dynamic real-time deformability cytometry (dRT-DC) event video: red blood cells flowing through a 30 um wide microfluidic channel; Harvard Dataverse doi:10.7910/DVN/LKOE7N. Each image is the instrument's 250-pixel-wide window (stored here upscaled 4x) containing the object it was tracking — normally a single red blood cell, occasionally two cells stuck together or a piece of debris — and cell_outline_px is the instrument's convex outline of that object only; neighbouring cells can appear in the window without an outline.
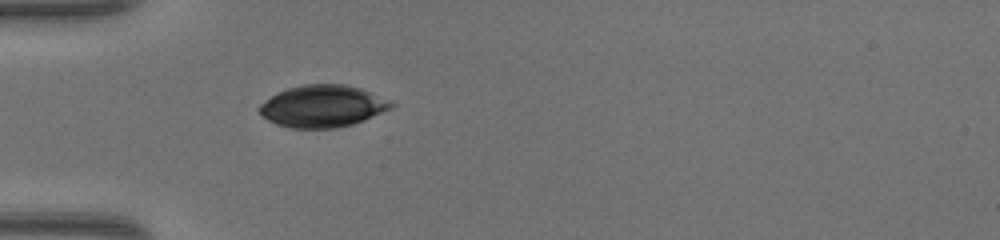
{"species": "common noctule bat (a hibernating species)", "species_latin": "Nyctalus noctula", "temperature_condition": "warm", "stored_images_in_passage": 21, "camera_frame_rate_fps": 3000, "um_per_image_px": 0.085, "animal": {"sex": "female", "body_mass_g": 17.0, "forearm_length_mm": 48.0}, "frame": {"image": 1, "passage_image": 1, "time_ms": 0.0, "image_size_px": [1000, 240], "cell_outline_px": [[396, 104], [392, 108], [352, 124], [336, 128], [292, 128], [276, 124], [268, 120], [256, 108], [260, 104], [276, 92], [288, 88], [304, 84], [344, 84], [360, 88], [388, 100]], "centroid_in_image_um": [27.38, 9.02], "position_along_channel_um": 57.6, "area_um2": 32.08}}